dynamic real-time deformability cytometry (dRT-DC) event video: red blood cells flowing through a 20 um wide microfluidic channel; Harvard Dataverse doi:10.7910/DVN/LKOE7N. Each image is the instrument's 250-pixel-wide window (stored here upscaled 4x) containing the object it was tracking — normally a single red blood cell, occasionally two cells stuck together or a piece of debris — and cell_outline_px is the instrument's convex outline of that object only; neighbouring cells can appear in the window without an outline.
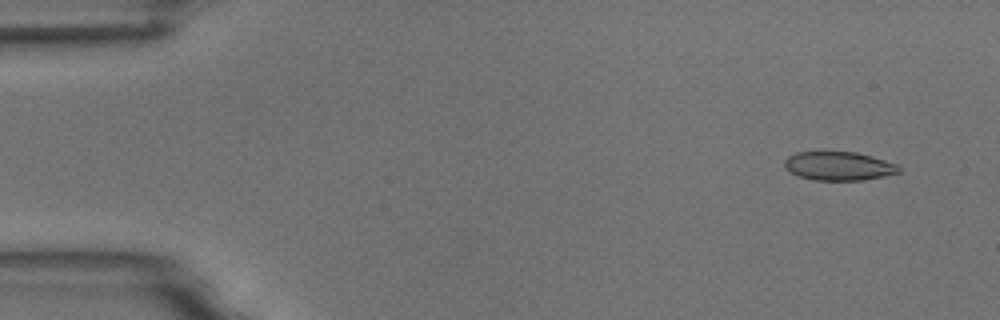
{"species": "common noctule bat (a hibernating species)", "species_latin": "Nyctalus noctula", "temperature_condition": "room temperature", "stored_images_in_passage": 55, "camera_frame_rate_fps": 3000, "um_per_image_px": 0.085, "animal": {"sex": "male", "body_mass_g": 18.8}, "frame": {"image": 1, "passage_image": 4, "time_ms": 1.0, "image_size_px": [1000, 320], "cell_outline_px": [[900, 172], [884, 176], [860, 180], [812, 180], [800, 176], [784, 168], [784, 160], [788, 156], [796, 152], [856, 152], [872, 156], [896, 164], [900, 168]], "centroid_in_image_um": [71.27, 14.11], "position_along_channel_um": 13.7, "area_um2": 19.02}}
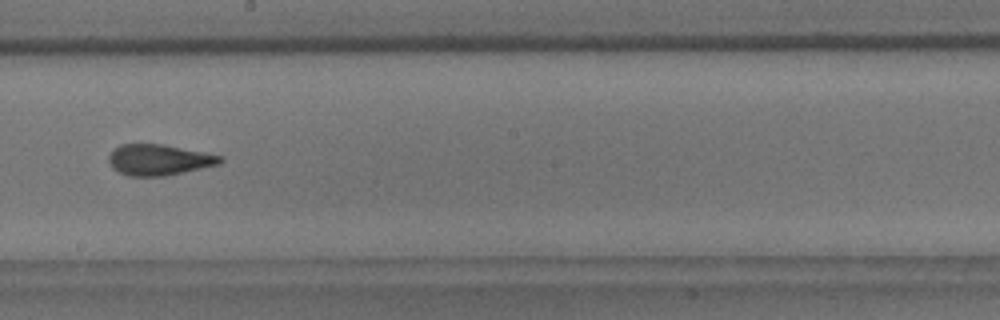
{"frame": {"image": 2, "passage_image": 31, "time_ms": 10.0, "image_size_px": [1000, 320], "cell_outline_px": [[224, 160], [220, 164], [184, 172], [164, 176], [128, 176], [112, 168], [108, 160], [108, 156], [120, 144], [164, 144], [224, 156]], "centroid_in_image_um": [13.54, 13.58], "position_along_channel_um": 234.7, "area_um2": 20.11}}
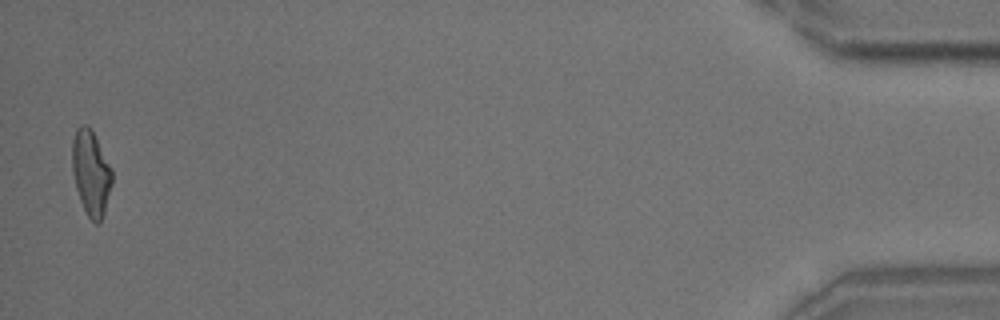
{"frame": {"image": 3, "passage_image": 54, "time_ms": 17.667, "image_size_px": [1000, 320], "cell_outline_px": [[112, 184], [104, 212], [100, 220], [96, 224], [88, 216], [80, 200], [76, 188], [72, 172], [72, 140], [76, 128], [80, 124], [84, 124], [92, 128], [112, 168]], "centroid_in_image_um": [7.73, 14.63], "position_along_channel_um": 427.5, "area_um2": 19.88}, "authors_computed_cell_mechanics": {"area_um2": 19.941, "velocity_mm_per_s": 3.6972, "shape_relaxation_time_tau1_ms": 7.2377, "shape_relaxation_time_tau2_ms": 1.8219, "deformation_change_tau1": 0.21, "deformation_change_tau2": 0.082}}